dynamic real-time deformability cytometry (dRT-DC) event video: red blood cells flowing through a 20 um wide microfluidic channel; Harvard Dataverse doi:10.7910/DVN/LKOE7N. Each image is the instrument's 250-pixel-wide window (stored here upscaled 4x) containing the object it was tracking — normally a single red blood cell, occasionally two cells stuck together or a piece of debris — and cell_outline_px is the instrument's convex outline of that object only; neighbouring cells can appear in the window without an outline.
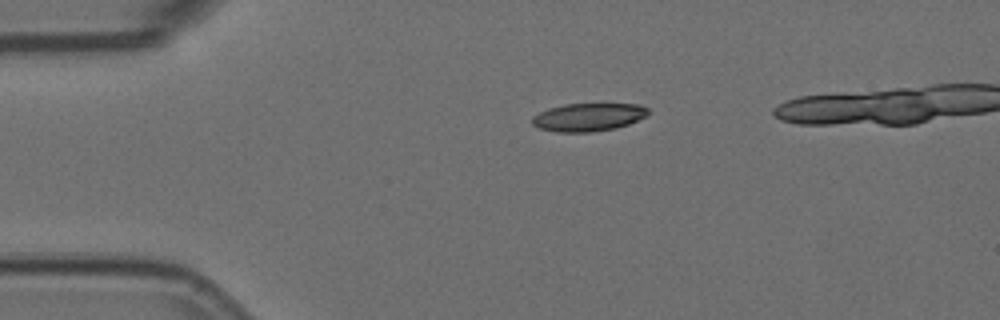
{"species": "Egyptian fruit bat (a non-hibernating species)", "species_latin": "Rousettus aegyptiacus", "temperature_condition": "room temperature", "stored_images_in_passage": 11, "camera_frame_rate_fps": 3000, "um_per_image_px": 0.085, "animal": {"sex": "female"}, "frame": {"image": 1, "passage_image": 1, "time_ms": 0.0, "image_size_px": [1000, 320], "cell_outline_px": [[648, 116], [628, 124], [616, 128], [592, 132], [556, 132], [540, 128], [532, 124], [532, 116], [548, 108], [564, 104], [640, 104], [648, 108]], "centroid_in_image_um": [50.02, 9.95], "position_along_channel_um": 35.0, "area_um2": 19.02}}
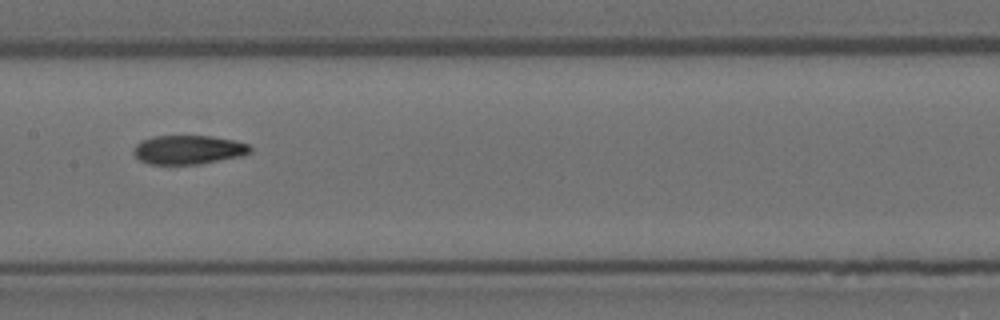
{"frame": {"image": 2, "passage_image": 5, "time_ms": 1.333, "image_size_px": [1000, 320], "cell_outline_px": [[252, 152], [244, 156], [200, 164], [148, 164], [140, 160], [132, 152], [136, 144], [140, 140], [152, 136], [212, 136], [236, 140], [248, 144], [252, 148]], "centroid_in_image_um": [16.04, 12.72], "position_along_channel_um": 191.4, "area_um2": 20.0}}
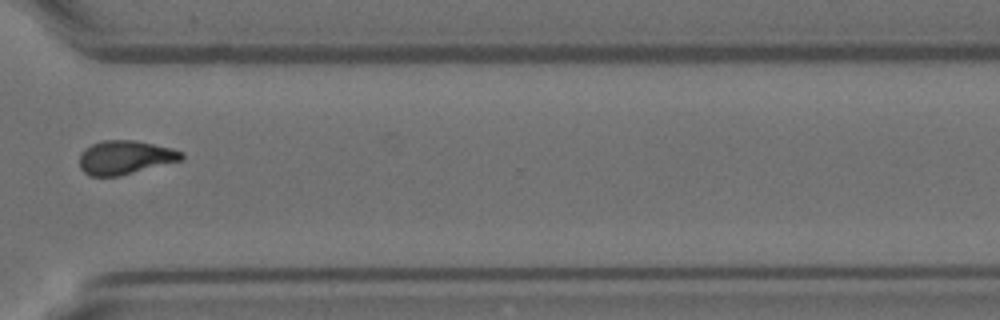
{"frame": {"image": 3, "passage_image": 9, "time_ms": 2.667, "image_size_px": [1000, 320], "cell_outline_px": [[184, 156], [180, 160], [120, 176], [92, 176], [84, 172], [80, 168], [80, 156], [84, 148], [92, 144], [104, 140], [136, 140], [172, 148], [184, 152]], "centroid_in_image_um": [10.63, 13.37], "position_along_channel_um": 360.0, "area_um2": 20.0}}